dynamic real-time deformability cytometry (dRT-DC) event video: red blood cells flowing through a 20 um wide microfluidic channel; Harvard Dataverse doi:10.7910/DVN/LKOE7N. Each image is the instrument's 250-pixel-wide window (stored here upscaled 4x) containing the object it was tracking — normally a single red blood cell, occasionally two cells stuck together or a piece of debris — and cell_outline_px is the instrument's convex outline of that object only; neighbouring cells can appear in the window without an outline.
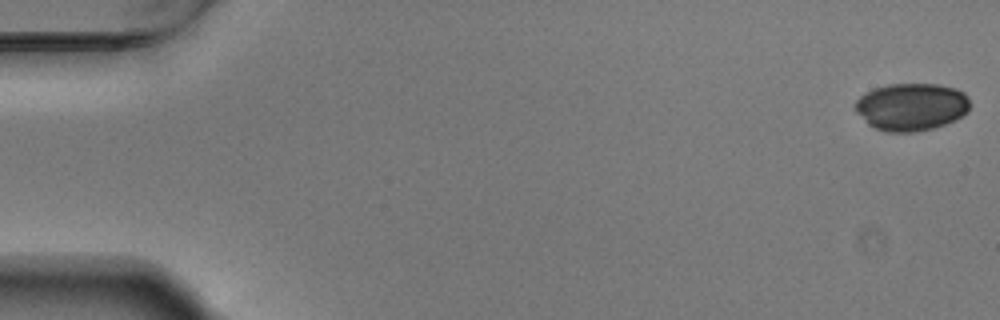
{"species": "Egyptian fruit bat (a non-hibernating species)", "species_latin": "Rousettus aegyptiacus", "temperature_condition": "warm", "stored_images_in_passage": 55, "camera_frame_rate_fps": 3000, "um_per_image_px": 0.085, "animal": {"sex": "male"}, "frame": {"image": 1, "passage_image": 1, "time_ms": 0.0, "image_size_px": [1000, 320], "cell_outline_px": [[968, 112], [956, 120], [932, 128], [916, 132], [888, 132], [876, 128], [868, 124], [856, 112], [852, 104], [860, 96], [876, 88], [888, 84], [936, 84], [956, 88], [964, 92], [968, 96]], "centroid_in_image_um": [77.46, 9.08], "position_along_channel_um": 7.5, "area_um2": 31.85}}
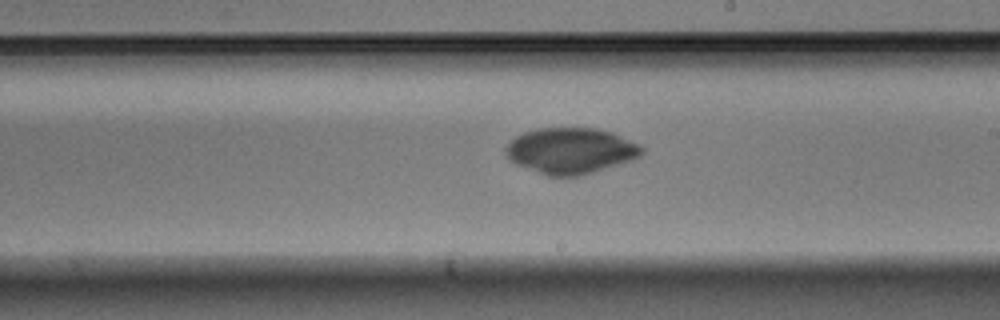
{"frame": {"image": 2, "passage_image": 32, "time_ms": 10.333, "image_size_px": [1000, 320], "cell_outline_px": [[644, 152], [640, 156], [632, 160], [580, 176], [548, 176], [516, 164], [504, 152], [504, 148], [516, 136], [524, 132], [540, 128], [596, 128], [612, 132], [640, 144], [644, 148]], "centroid_in_image_um": [48.53, 12.81], "position_along_channel_um": 240.5, "area_um2": 36.36}}
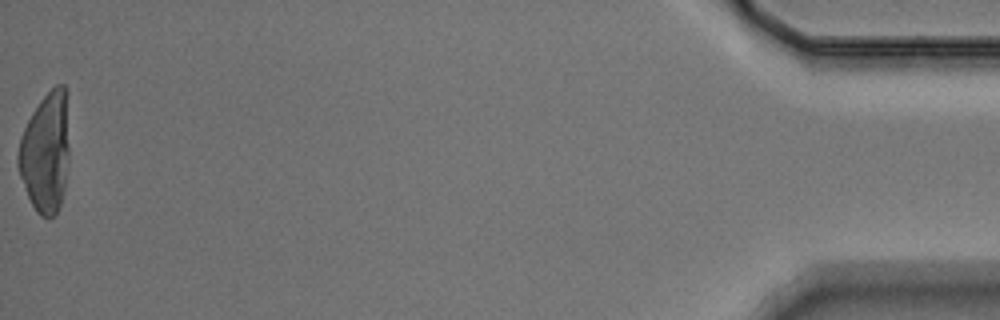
{"frame": {"image": 3, "passage_image": 55, "time_ms": 18.0, "image_size_px": [1000, 320], "cell_outline_px": [[68, 160], [64, 188], [60, 204], [56, 212], [48, 220], [40, 216], [36, 212], [28, 196], [20, 176], [16, 164], [16, 156], [20, 136], [32, 112], [40, 100], [56, 84], [64, 84], [68, 92]], "centroid_in_image_um": [3.87, 12.92], "position_along_channel_um": 431.3, "area_um2": 36.3}}